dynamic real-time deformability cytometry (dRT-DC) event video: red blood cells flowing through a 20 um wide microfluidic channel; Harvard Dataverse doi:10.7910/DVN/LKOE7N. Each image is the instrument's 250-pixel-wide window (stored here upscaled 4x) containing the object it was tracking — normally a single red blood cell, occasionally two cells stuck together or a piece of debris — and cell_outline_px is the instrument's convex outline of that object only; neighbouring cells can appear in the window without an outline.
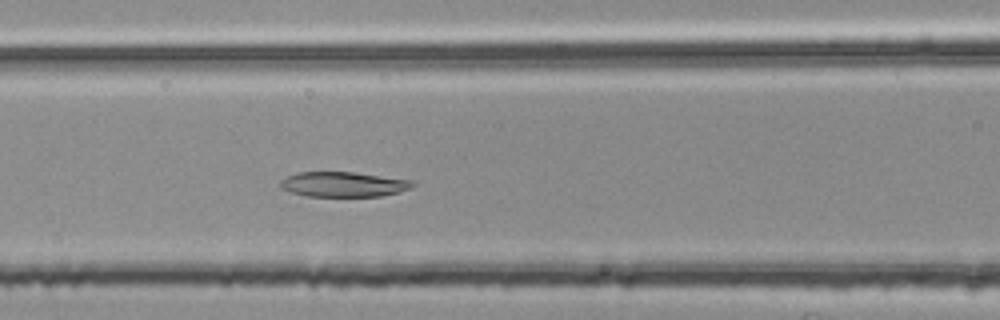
{"species": "common noctule bat (a hibernating species)", "species_latin": "Nyctalus noctula", "temperature_condition": "room temperature", "stored_images_in_passage": 36, "camera_frame_rate_fps": 3000, "um_per_image_px": 0.085, "animal": {"sex": "female", "body_mass_g": 25.1}, "frame": {"image": 1, "passage_image": 8, "time_ms": 2.333, "image_size_px": [1000, 320], "cell_outline_px": [[416, 184], [412, 188], [400, 192], [380, 196], [304, 196], [280, 188], [280, 180], [296, 172], [352, 172], [412, 180]], "centroid_in_image_um": [29.19, 15.67], "position_along_channel_um": 137.4, "area_um2": 19.31}}
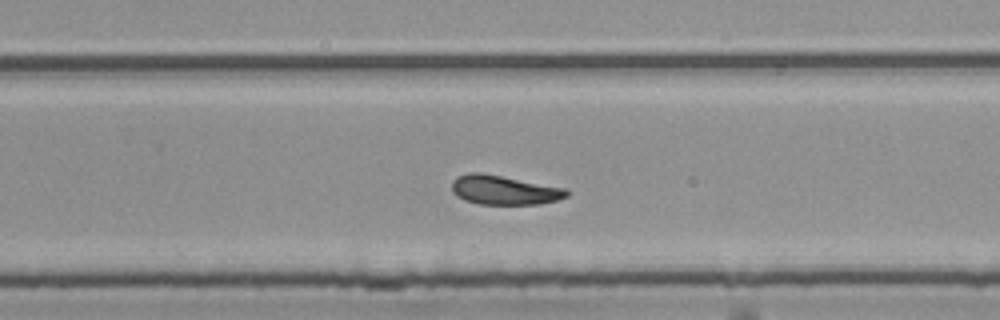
{"frame": {"image": 2, "passage_image": 20, "time_ms": 6.333, "image_size_px": [1000, 320], "cell_outline_px": [[568, 196], [560, 200], [540, 204], [480, 204], [464, 200], [456, 196], [452, 192], [452, 180], [456, 176], [468, 172], [484, 172], [568, 188]], "centroid_in_image_um": [42.86, 16.14], "position_along_channel_um": 286.9, "area_um2": 20.11}}
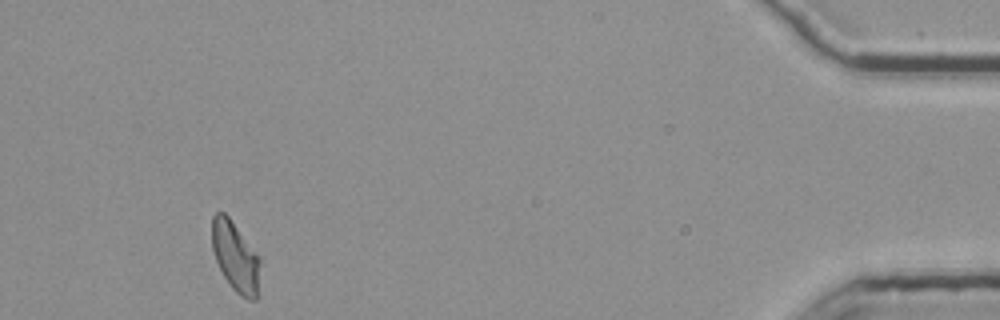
{"frame": {"image": 3, "passage_image": 36, "time_ms": 11.667, "image_size_px": [1000, 320], "cell_outline_px": [[260, 264], [256, 300], [248, 300], [240, 296], [232, 288], [224, 276], [216, 260], [212, 248], [212, 216], [216, 212], [224, 212], [228, 216], [260, 256]], "centroid_in_image_um": [20.01, 21.81], "position_along_channel_um": 415.2, "area_um2": 19.54}, "authors_computed_cell_mechanics": {"area_um2": 19.6809, "velocity_mm_per_s": 3.7463, "shape_relaxation_time_tau1_ms": null, "shape_relaxation_time_tau2_ms": 5.3965, "deformation_change_tau1": null, "deformation_change_tau2": 0.13}}